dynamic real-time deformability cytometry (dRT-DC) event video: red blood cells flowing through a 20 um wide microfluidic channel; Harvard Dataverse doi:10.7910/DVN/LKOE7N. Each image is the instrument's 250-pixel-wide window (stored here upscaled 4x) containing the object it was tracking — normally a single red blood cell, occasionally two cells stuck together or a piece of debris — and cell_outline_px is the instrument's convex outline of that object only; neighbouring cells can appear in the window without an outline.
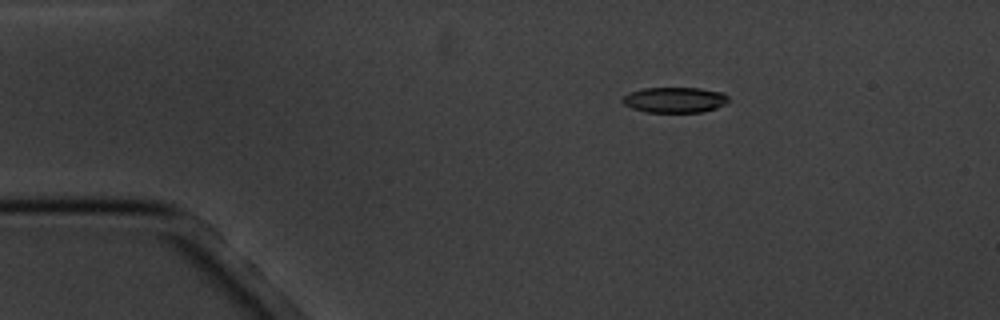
{"species": "common noctule bat (a hibernating species)", "species_latin": "Nyctalus noctula", "temperature_condition": "cold", "stored_images_in_passage": 4, "camera_frame_rate_fps": 3000, "um_per_image_px": 0.085, "animal": {"sex": "male", "body_mass_g": 20.1, "forearm_length_mm": 53.5}, "frame": {"image": 1, "passage_image": 2, "time_ms": 1.0, "image_size_px": [1000, 320], "cell_outline_px": [[728, 100], [724, 104], [716, 108], [704, 112], [648, 112], [632, 108], [624, 104], [620, 100], [628, 92], [644, 88], [700, 88], [724, 92], [728, 96]], "centroid_in_image_um": [57.35, 8.48], "position_along_channel_um": 27.7, "area_um2": 15.84}}
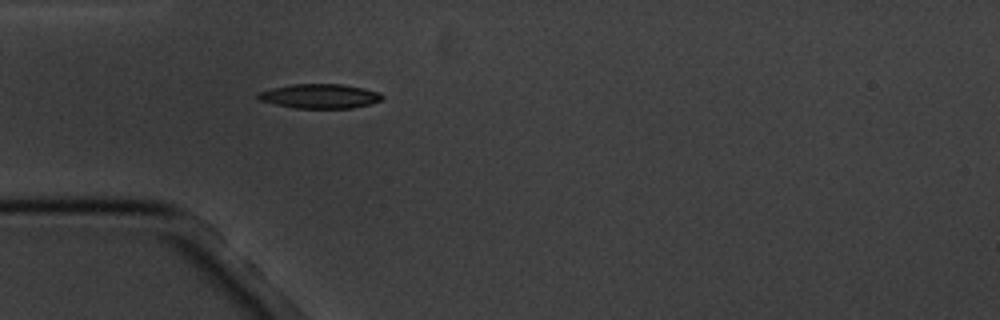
{"frame": {"image": 2, "passage_image": 4, "time_ms": 3.333, "image_size_px": [1000, 320], "cell_outline_px": [[384, 96], [380, 100], [368, 104], [352, 108], [292, 108], [260, 100], [256, 96], [256, 92], [272, 88], [292, 84], [340, 84], [364, 88], [380, 92]], "centroid_in_image_um": [27.16, 8.17], "position_along_channel_um": 57.8, "area_um2": 17.63}}